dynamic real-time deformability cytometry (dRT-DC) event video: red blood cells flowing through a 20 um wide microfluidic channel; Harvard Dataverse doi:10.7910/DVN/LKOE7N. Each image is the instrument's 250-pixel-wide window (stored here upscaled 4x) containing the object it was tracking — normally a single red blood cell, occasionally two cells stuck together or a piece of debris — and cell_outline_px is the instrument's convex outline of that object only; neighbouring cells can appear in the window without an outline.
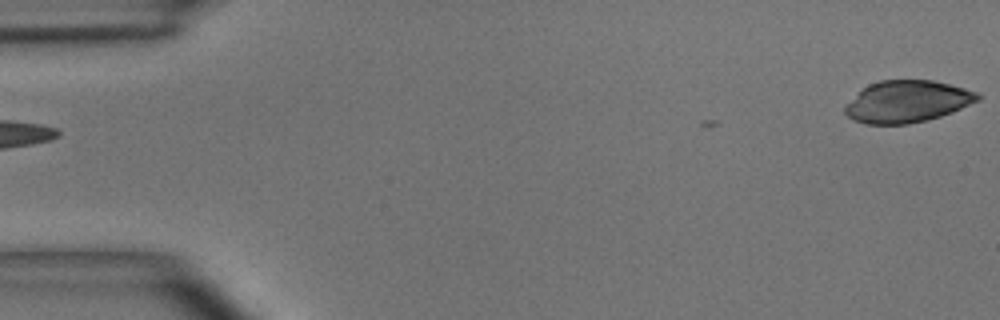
{"species": "common noctule bat (a hibernating species)", "species_latin": "Nyctalus noctula", "temperature_condition": "room temperature", "stored_images_in_passage": 3, "camera_frame_rate_fps": 3000, "um_per_image_px": 0.085, "animal": {"sex": "male", "body_mass_g": 15.6}, "frame": {"image": 1, "passage_image": 1, "time_ms": 0.0, "image_size_px": [1000, 320], "cell_outline_px": [[980, 100], [952, 112], [928, 120], [908, 124], [864, 124], [852, 120], [844, 112], [844, 108], [868, 84], [880, 80], [932, 80], [964, 88], [976, 92], [980, 96]], "centroid_in_image_um": [77.12, 8.64], "position_along_channel_um": 7.9, "area_um2": 32.14}}